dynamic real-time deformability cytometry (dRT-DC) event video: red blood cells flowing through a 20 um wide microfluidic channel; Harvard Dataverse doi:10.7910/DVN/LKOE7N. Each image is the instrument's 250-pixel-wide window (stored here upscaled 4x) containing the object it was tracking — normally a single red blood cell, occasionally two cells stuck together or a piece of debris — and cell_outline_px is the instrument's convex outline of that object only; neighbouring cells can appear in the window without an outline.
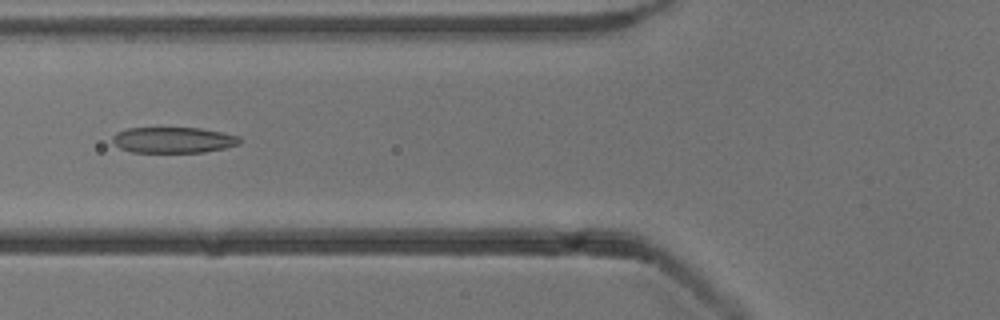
{"species": "common noctule bat (a hibernating species)", "species_latin": "Nyctalus noctula", "temperature_condition": "cold", "stored_images_in_passage": 7, "camera_frame_rate_fps": 3000, "um_per_image_px": 0.085, "animal": {"sex": "male", "body_mass_g": 13.3}, "frame": {"image": 1, "passage_image": 4, "time_ms": 4.333, "image_size_px": [1000, 320], "cell_outline_px": [[240, 144], [224, 148], [204, 152], [132, 152], [120, 148], [112, 140], [112, 136], [116, 132], [128, 128], [200, 128], [240, 136]], "centroid_in_image_um": [14.73, 11.9], "position_along_channel_um": 111.1, "area_um2": 19.07}}
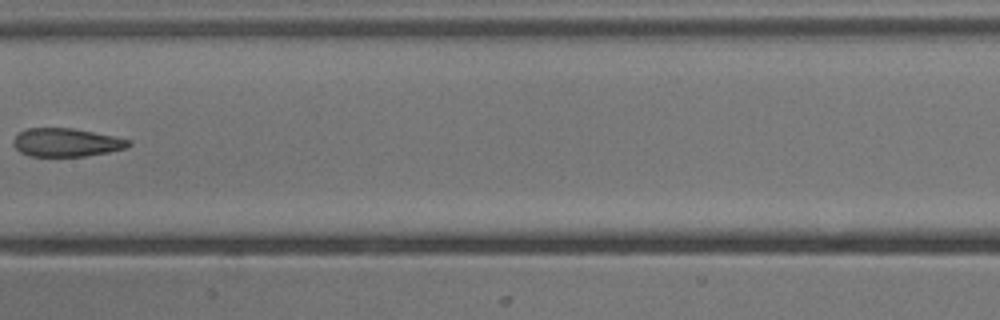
{"frame": {"image": 2, "passage_image": 6, "time_ms": 6.667, "image_size_px": [1000, 320], "cell_outline_px": [[132, 144], [124, 148], [108, 152], [84, 156], [28, 156], [20, 152], [12, 144], [12, 140], [20, 132], [28, 128], [72, 128], [132, 140]], "centroid_in_image_um": [5.61, 12.11], "position_along_channel_um": 201.8, "area_um2": 18.9}}
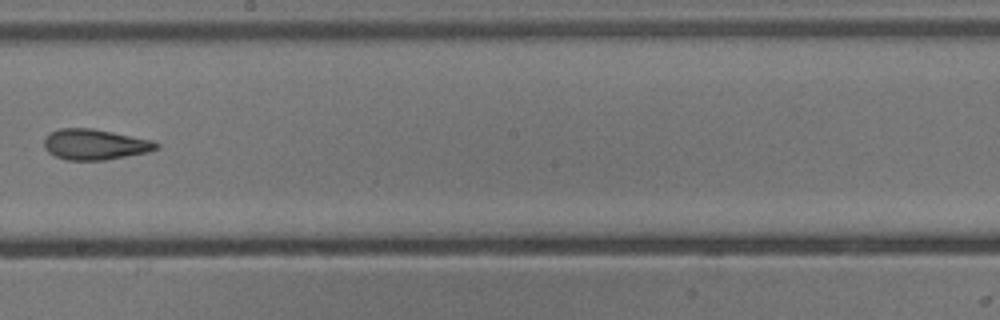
{"frame": {"image": 3, "passage_image": 7, "time_ms": 7.667, "image_size_px": [1000, 320], "cell_outline_px": [[160, 148], [148, 152], [104, 160], [68, 160], [56, 156], [48, 152], [44, 148], [44, 140], [52, 132], [60, 128], [92, 128], [156, 140], [160, 144]], "centroid_in_image_um": [8.13, 12.27], "position_along_channel_um": 240.1, "area_um2": 20.11}}